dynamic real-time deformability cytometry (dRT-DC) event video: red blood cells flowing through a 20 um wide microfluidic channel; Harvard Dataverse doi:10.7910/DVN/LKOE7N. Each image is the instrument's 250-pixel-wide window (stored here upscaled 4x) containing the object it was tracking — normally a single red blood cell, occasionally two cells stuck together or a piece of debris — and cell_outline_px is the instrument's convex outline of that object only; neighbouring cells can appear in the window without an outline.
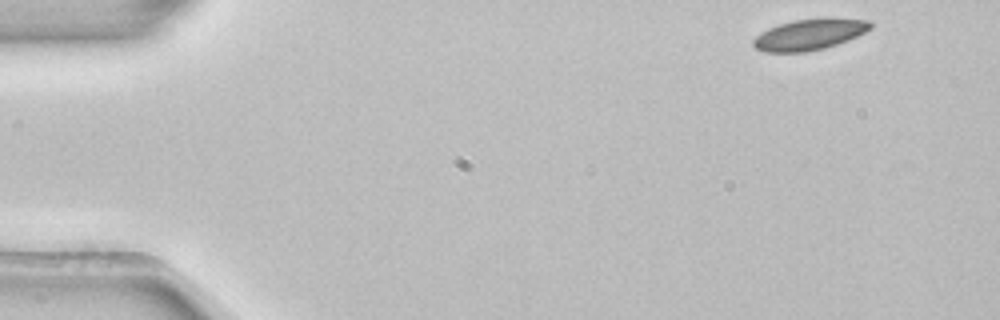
{"species": "common noctule bat (a hibernating species)", "species_latin": "Nyctalus noctula", "temperature_condition": "room temperature", "stored_images_in_passage": 3, "camera_frame_rate_fps": 3000, "um_per_image_px": 0.085, "animal": {"sex": "female", "body_mass_g": 22.7, "forearm_length_mm": 54.2}, "frame": {"image": 1, "passage_image": 1, "time_ms": 0.0, "image_size_px": [1000, 320], "cell_outline_px": [[872, 28], [848, 40], [824, 48], [804, 52], [764, 52], [756, 48], [752, 44], [752, 40], [760, 32], [768, 28], [780, 24], [796, 20], [872, 20]], "centroid_in_image_um": [68.73, 2.97], "position_along_channel_um": 16.3, "area_um2": 20.4}}